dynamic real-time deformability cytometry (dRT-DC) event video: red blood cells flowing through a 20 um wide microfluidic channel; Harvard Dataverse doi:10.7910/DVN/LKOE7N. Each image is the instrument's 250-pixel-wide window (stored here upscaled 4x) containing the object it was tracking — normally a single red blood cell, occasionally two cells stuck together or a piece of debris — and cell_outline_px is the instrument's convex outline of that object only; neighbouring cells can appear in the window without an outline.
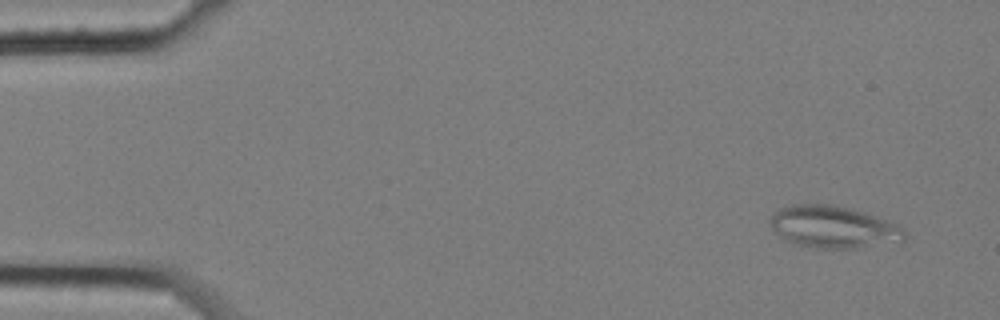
{"species": "common noctule bat (a hibernating species)", "species_latin": "Nyctalus noctula", "temperature_condition": "cold", "stored_images_in_passage": 5, "camera_frame_rate_fps": 3000, "um_per_image_px": 0.085, "animal": {"sex": "female", "body_mass_g": 25.1}, "frame": {"image": 1, "passage_image": 1, "time_ms": 0.0, "image_size_px": [1000, 320], "cell_outline_px": [[908, 236], [904, 240], [860, 248], [808, 248], [792, 244], [780, 236], [772, 228], [768, 220], [780, 208], [792, 204], [832, 204], [852, 208], [900, 224], [904, 228]], "centroid_in_image_um": [70.86, 19.3], "position_along_channel_um": 14.1, "area_um2": 33.47}}